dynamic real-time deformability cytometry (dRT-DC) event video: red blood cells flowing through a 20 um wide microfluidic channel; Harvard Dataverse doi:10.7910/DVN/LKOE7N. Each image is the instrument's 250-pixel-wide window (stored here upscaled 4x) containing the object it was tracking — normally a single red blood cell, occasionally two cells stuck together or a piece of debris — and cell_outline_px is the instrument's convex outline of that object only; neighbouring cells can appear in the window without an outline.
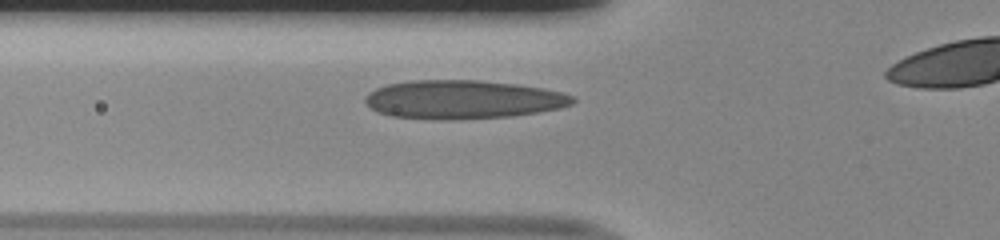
{"species": "human", "species_latin": "Homo sapiens", "temperature_condition": "room temperature", "stored_images_in_passage": 27, "camera_frame_rate_fps": 3000, "um_per_image_px": 0.085, "donor": {"sex": "male"}, "frame": {"image": 1, "passage_image": 3, "time_ms": 0.667, "image_size_px": [1000, 240], "cell_outline_px": [[576, 100], [572, 104], [560, 108], [512, 116], [448, 120], [432, 120], [388, 116], [376, 112], [364, 100], [368, 92], [376, 88], [388, 84], [412, 80], [476, 80], [516, 84], [544, 88], [560, 92], [572, 96]], "centroid_in_image_um": [39.3, 8.47], "position_along_channel_um": 86.5, "area_um2": 46.88}}
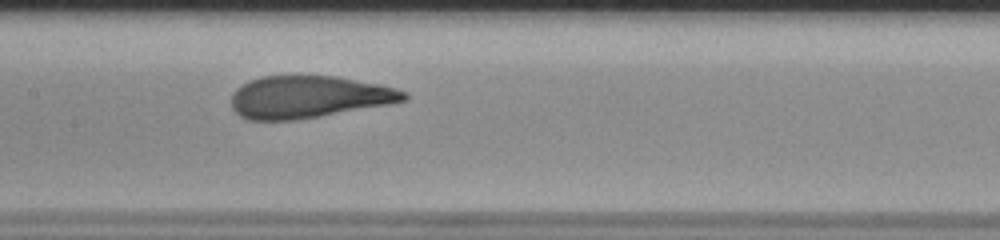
{"frame": {"image": 2, "passage_image": 10, "time_ms": 3.0, "image_size_px": [1000, 240], "cell_outline_px": [[408, 100], [388, 104], [320, 116], [296, 120], [248, 120], [240, 116], [232, 108], [232, 96], [236, 88], [252, 80], [264, 76], [336, 76], [396, 88], [408, 92]], "centroid_in_image_um": [26.24, 8.25], "position_along_channel_um": 181.2, "area_um2": 42.14}}
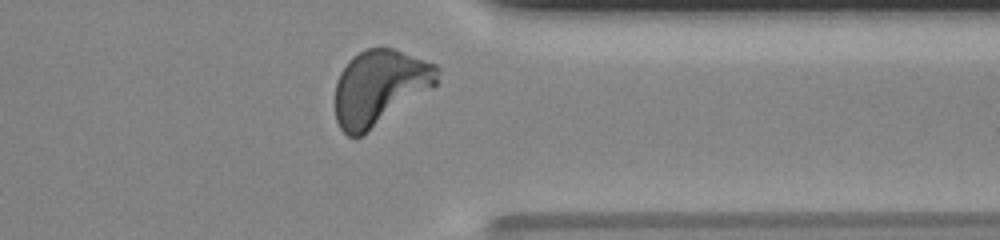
{"frame": {"image": 3, "passage_image": 25, "time_ms": 8.0, "image_size_px": [1000, 240], "cell_outline_px": [[440, 68], [436, 84], [432, 88], [360, 136], [348, 136], [340, 128], [336, 120], [336, 80], [340, 72], [348, 60], [352, 56], [368, 48], [392, 48], [436, 64]], "centroid_in_image_um": [32.26, 7.4], "position_along_channel_um": 379.1, "area_um2": 44.22}, "authors_computed_cell_mechanics": {"area_um2": 43.2922, "velocity_mm_per_s": 4.0276, "shape_relaxation_time_tau1_ms": 3.4547, "shape_relaxation_time_tau2_ms": null, "deformation_change_tau1": 0.1859, "deformation_change_tau2": null}}